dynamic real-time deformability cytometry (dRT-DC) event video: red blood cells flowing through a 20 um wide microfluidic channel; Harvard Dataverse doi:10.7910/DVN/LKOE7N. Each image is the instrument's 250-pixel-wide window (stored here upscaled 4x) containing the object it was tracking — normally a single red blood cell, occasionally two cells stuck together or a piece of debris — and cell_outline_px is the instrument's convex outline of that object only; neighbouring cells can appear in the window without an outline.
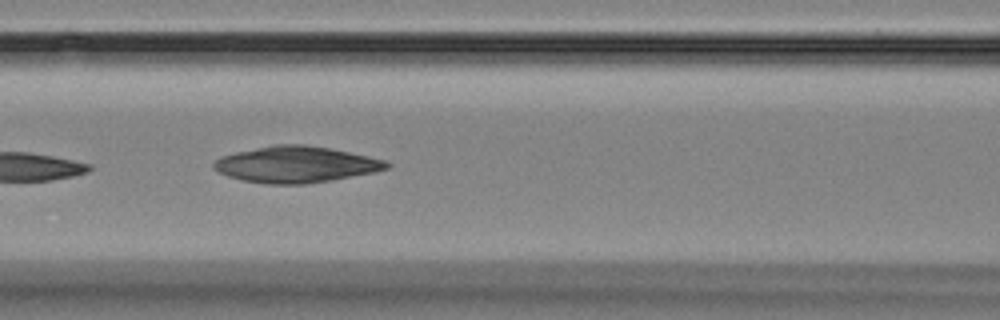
{"species": "Egyptian fruit bat (a non-hibernating species)", "species_latin": "Rousettus aegyptiacus", "temperature_condition": "room temperature", "stored_images_in_passage": 8, "camera_frame_rate_fps": 3000, "um_per_image_px": 0.085, "animal": {"sex": "female"}, "frame": {"image": 1, "passage_image": 3, "time_ms": 2.333, "image_size_px": [1000, 320], "cell_outline_px": [[392, 164], [388, 168], [376, 172], [332, 180], [304, 184], [268, 184], [244, 180], [228, 176], [212, 168], [212, 164], [220, 156], [236, 152], [276, 144], [304, 144], [328, 148], [388, 160]], "centroid_in_image_um": [25.18, 13.98], "position_along_channel_um": 141.4, "area_um2": 36.47}}